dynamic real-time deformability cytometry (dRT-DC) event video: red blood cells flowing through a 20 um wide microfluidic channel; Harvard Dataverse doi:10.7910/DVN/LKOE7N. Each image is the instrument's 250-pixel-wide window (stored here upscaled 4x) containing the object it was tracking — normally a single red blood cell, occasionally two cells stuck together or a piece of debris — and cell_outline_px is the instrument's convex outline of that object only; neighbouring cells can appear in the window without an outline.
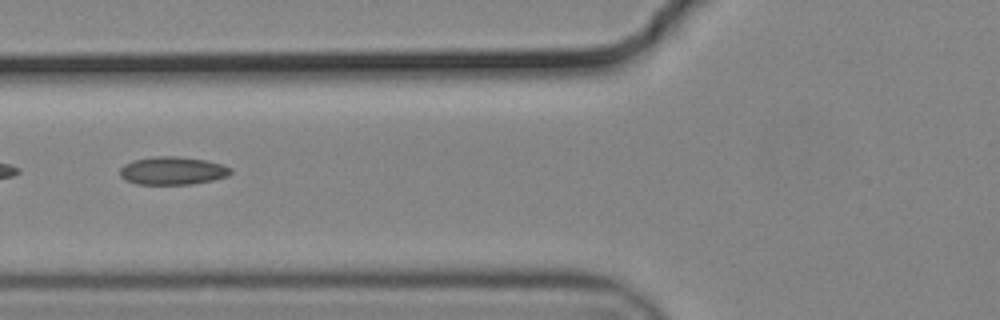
{"species": "common noctule bat (a hibernating species)", "species_latin": "Nyctalus noctula", "temperature_condition": "cold", "stored_images_in_passage": 38, "camera_frame_rate_fps": 3000, "um_per_image_px": 0.085, "animal": {"sex": "male", "body_mass_g": 19.2, "forearm_length_mm": 51.8}, "frame": {"image": 1, "passage_image": 6, "time_ms": 1.667, "image_size_px": [1000, 320], "cell_outline_px": [[232, 172], [228, 176], [212, 180], [192, 184], [136, 184], [124, 180], [120, 176], [120, 168], [124, 164], [132, 160], [156, 156], [176, 156], [204, 160], [220, 164], [232, 168]], "centroid_in_image_um": [14.63, 14.51], "position_along_channel_um": 111.2, "area_um2": 18.09}}
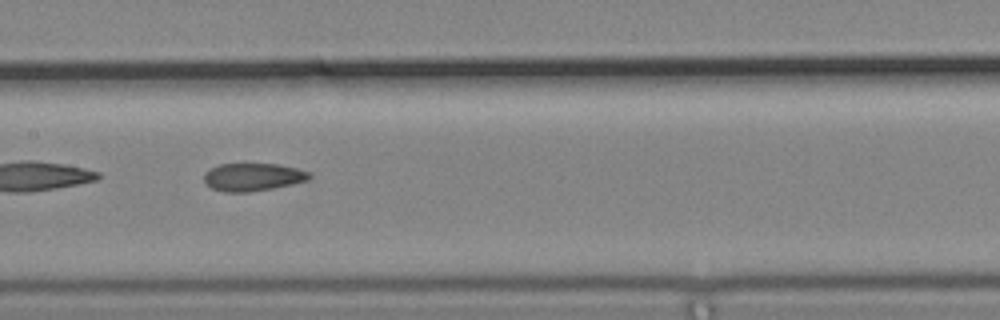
{"frame": {"image": 2, "passage_image": 12, "time_ms": 3.667, "image_size_px": [1000, 320], "cell_outline_px": [[312, 176], [308, 180], [292, 184], [272, 188], [248, 192], [224, 192], [212, 188], [204, 184], [204, 172], [220, 164], [276, 164], [296, 168], [308, 172]], "centroid_in_image_um": [21.46, 15.05], "position_along_channel_um": 185.9, "area_um2": 16.99}}
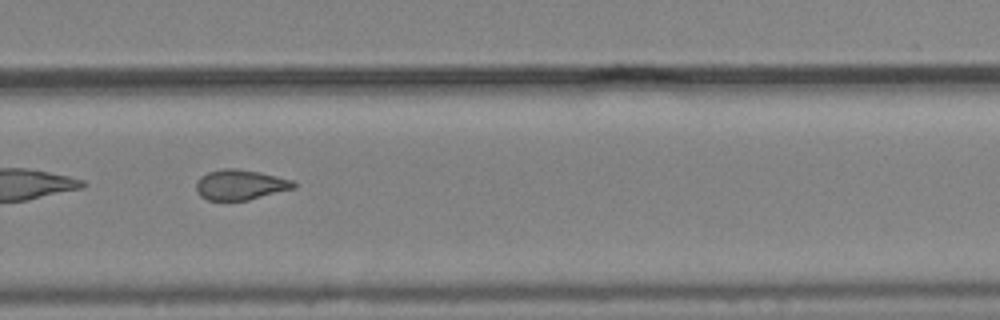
{"frame": {"image": 3, "passage_image": 22, "time_ms": 7.0, "image_size_px": [1000, 320], "cell_outline_px": [[296, 188], [248, 200], [208, 200], [200, 196], [196, 192], [196, 180], [200, 176], [208, 172], [220, 168], [236, 168], [260, 172], [292, 180], [296, 184]], "centroid_in_image_um": [20.4, 15.7], "position_along_channel_um": 309.4, "area_um2": 17.34}, "authors_computed_cell_mechanics": {"area_um2": 17.7446, "velocity_mm_per_s": 3.718, "shape_relaxation_time_tau1_ms": null, "shape_relaxation_time_tau2_ms": 3.0688, "deformation_change_tau1": null, "deformation_change_tau2": 0.092}}